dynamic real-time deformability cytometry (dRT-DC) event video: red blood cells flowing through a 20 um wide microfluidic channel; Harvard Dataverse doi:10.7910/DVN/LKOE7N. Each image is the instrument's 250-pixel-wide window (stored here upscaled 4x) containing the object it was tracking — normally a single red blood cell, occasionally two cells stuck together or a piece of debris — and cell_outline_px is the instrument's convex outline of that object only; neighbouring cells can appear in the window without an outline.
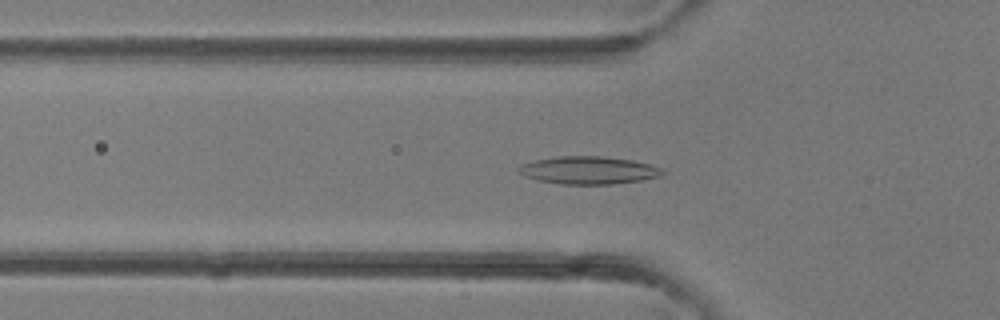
{"species": "common noctule bat (a hibernating species)", "species_latin": "Nyctalus noctula", "temperature_condition": "room temperature", "stored_images_in_passage": 37, "camera_frame_rate_fps": 3000, "um_per_image_px": 0.085, "animal": {"sex": "female"}, "frame": {"image": 1, "passage_image": 10, "time_ms": 3.0, "image_size_px": [1000, 320], "cell_outline_px": [[668, 172], [660, 176], [640, 180], [612, 184], [560, 184], [536, 180], [524, 176], [516, 168], [520, 164], [532, 160], [556, 156], [600, 156], [632, 160], [664, 168]], "centroid_in_image_um": [50.0, 14.46], "position_along_channel_um": 75.8, "area_um2": 23.47}}
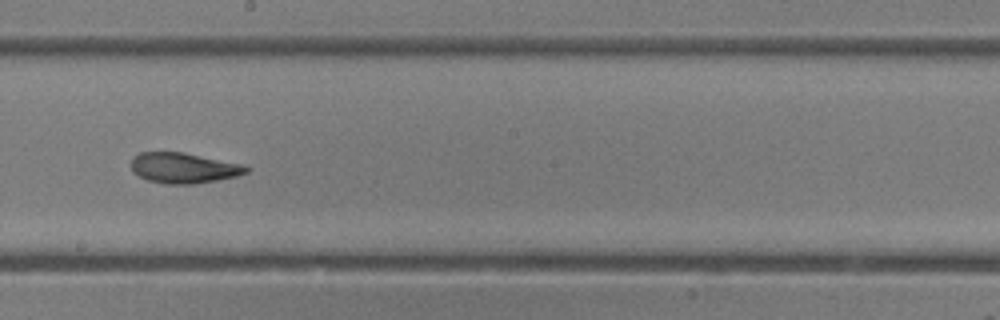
{"frame": {"image": 2, "passage_image": 19, "time_ms": 6.0, "image_size_px": [1000, 320], "cell_outline_px": [[248, 172], [236, 176], [216, 180], [192, 184], [164, 184], [148, 180], [132, 172], [132, 156], [140, 152], [184, 152], [244, 164], [248, 168]], "centroid_in_image_um": [15.6, 14.27], "position_along_channel_um": 232.6, "area_um2": 20.46}}
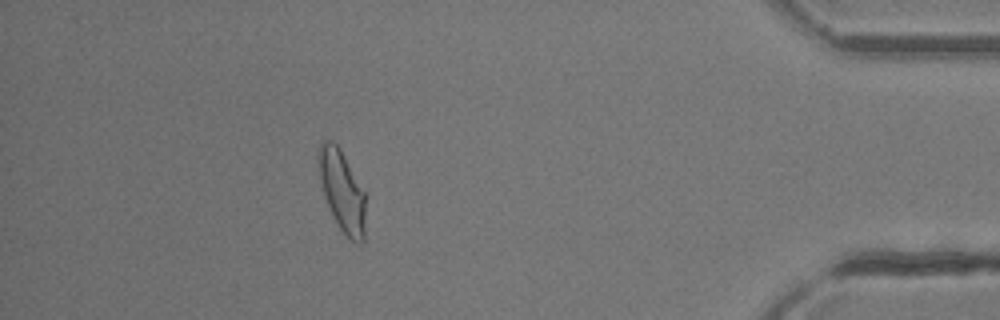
{"frame": {"image": 3, "passage_image": 32, "time_ms": 10.333, "image_size_px": [1000, 320], "cell_outline_px": [[364, 240], [360, 244], [356, 244], [340, 228], [328, 208], [324, 196], [320, 180], [316, 160], [316, 148], [320, 140], [332, 140], [340, 148], [364, 192]], "centroid_in_image_um": [29.01, 16.15], "position_along_channel_um": 406.2, "area_um2": 22.31}}